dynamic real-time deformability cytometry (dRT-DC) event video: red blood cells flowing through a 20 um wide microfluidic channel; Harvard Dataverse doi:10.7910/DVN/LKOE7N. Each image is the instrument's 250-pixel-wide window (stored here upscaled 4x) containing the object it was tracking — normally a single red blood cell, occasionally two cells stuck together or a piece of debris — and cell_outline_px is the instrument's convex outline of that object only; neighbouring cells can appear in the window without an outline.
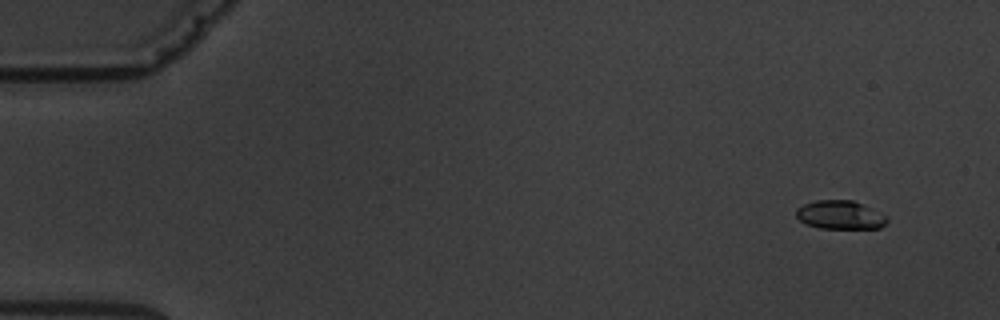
{"species": "common noctule bat (a hibernating species)", "species_latin": "Nyctalus noctula", "temperature_condition": "warm", "stored_images_in_passage": 5, "camera_frame_rate_fps": 3000, "um_per_image_px": 0.085, "animal": {"sex": "male", "body_mass_g": 19.5, "forearm_length_mm": 54.6}, "frame": {"image": 1, "passage_image": 2, "time_ms": 1.333, "image_size_px": [1000, 320], "cell_outline_px": [[888, 224], [880, 228], [820, 228], [804, 224], [796, 216], [796, 208], [804, 204], [816, 200], [852, 200], [888, 216]], "centroid_in_image_um": [71.41, 18.27], "position_along_channel_um": 13.6, "area_um2": 15.2}}
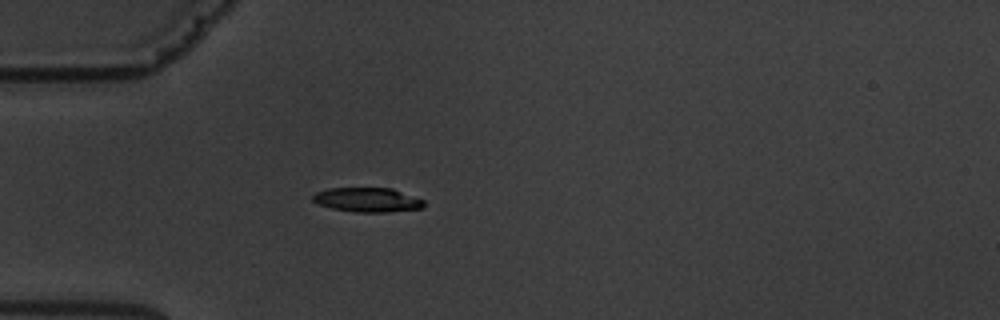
{"frame": {"image": 2, "passage_image": 5, "time_ms": 5.667, "image_size_px": [1000, 320], "cell_outline_px": [[424, 208], [388, 212], [356, 212], [332, 208], [320, 204], [312, 200], [312, 196], [316, 192], [328, 188], [392, 188], [424, 200]], "centroid_in_image_um": [31.25, 16.98], "position_along_channel_um": 53.8, "area_um2": 15.72}}